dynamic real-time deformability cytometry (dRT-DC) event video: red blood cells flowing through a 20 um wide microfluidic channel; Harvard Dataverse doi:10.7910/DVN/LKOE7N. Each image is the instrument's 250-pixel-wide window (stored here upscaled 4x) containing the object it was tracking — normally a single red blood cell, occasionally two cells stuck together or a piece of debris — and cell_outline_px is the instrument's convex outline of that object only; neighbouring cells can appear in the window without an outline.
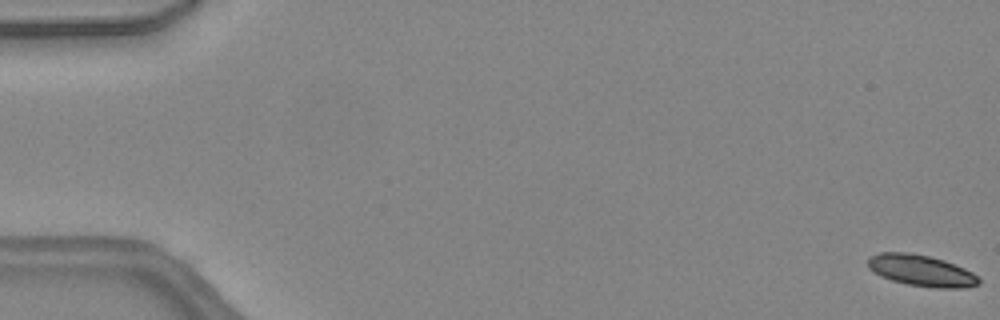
{"species": "common noctule bat (a hibernating species)", "species_latin": "Nyctalus noctula", "temperature_condition": "warm", "stored_images_in_passage": 47, "camera_frame_rate_fps": 3000, "um_per_image_px": 0.085, "animal": {"sex": "female", "body_mass_g": 24.6, "forearm_length_mm": 56.2}, "frame": {"image": 1, "passage_image": 1, "time_ms": 0.0, "image_size_px": [1000, 320], "cell_outline_px": [[980, 284], [964, 288], [936, 288], [908, 284], [892, 280], [880, 276], [868, 268], [868, 256], [880, 252], [912, 252], [944, 260], [964, 268], [972, 272], [980, 280]], "centroid_in_image_um": [78.29, 22.99], "position_along_channel_um": 6.7, "area_um2": 20.29}}
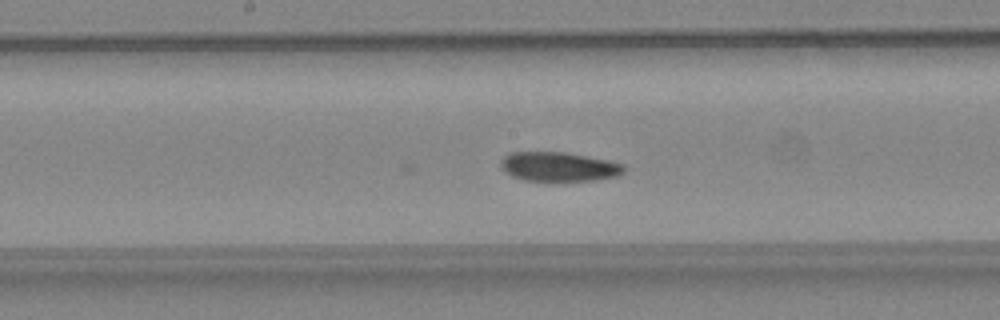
{"frame": {"image": 2, "passage_image": 25, "time_ms": 8.0, "image_size_px": [1000, 320], "cell_outline_px": [[624, 172], [616, 176], [596, 180], [524, 180], [512, 176], [500, 164], [500, 160], [508, 152], [564, 152], [608, 160], [624, 164]], "centroid_in_image_um": [47.5, 14.15], "position_along_channel_um": 200.7, "area_um2": 20.75}}
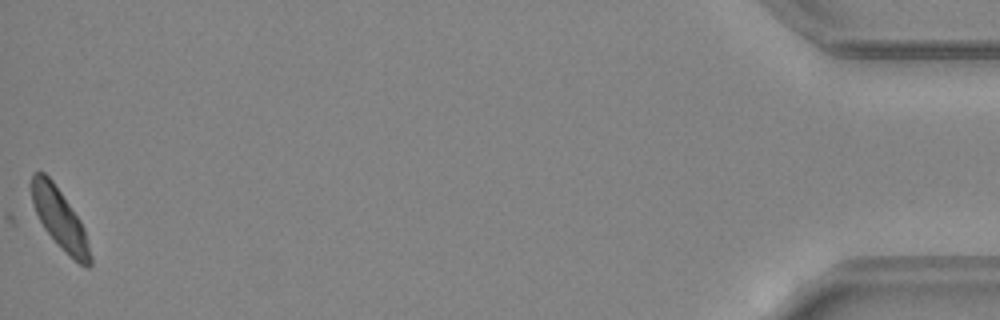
{"frame": {"image": 3, "passage_image": 47, "time_ms": 15.333, "image_size_px": [1000, 320], "cell_outline_px": [[92, 264], [88, 268], [80, 264], [44, 228], [32, 204], [32, 172], [44, 172], [52, 180], [80, 220], [84, 228], [92, 256]], "centroid_in_image_um": [5.1, 18.57], "position_along_channel_um": 430.1, "area_um2": 19.77}}